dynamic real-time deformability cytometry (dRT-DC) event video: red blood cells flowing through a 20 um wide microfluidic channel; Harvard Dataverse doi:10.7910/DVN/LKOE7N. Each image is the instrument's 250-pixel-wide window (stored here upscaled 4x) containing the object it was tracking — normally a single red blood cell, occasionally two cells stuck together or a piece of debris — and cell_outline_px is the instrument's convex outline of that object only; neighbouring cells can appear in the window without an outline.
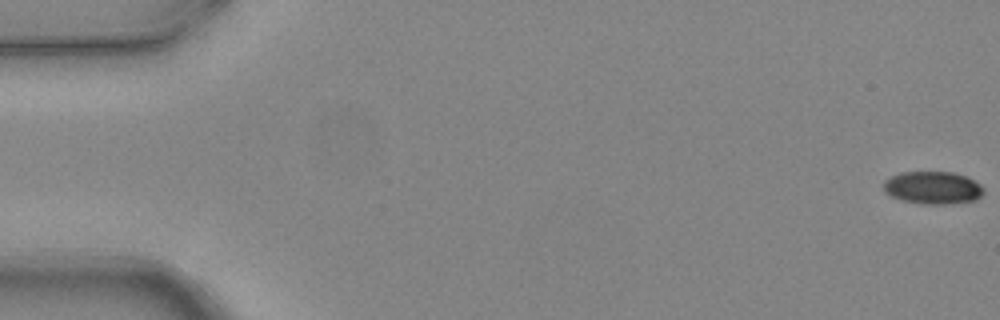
{"species": "common noctule bat (a hibernating species)", "species_latin": "Nyctalus noctula", "temperature_condition": "warm", "stored_images_in_passage": 6, "segment_of_instrument_passage": [2, 2], "camera_frame_rate_fps": 3000, "um_per_image_px": 0.085, "animal": {"sex": "female", "body_mass_g": 24.6, "forearm_length_mm": 56.2}, "frame": {"image": 1, "passage_image": 6, "time_ms": 1.667, "image_size_px": [1000, 320], "cell_outline_px": [[984, 192], [976, 200], [944, 204], [928, 204], [904, 200], [892, 196], [884, 192], [884, 180], [900, 172], [952, 172], [968, 176], [980, 184], [984, 188]], "centroid_in_image_um": [79.32, 15.94], "position_along_channel_um": 5.7, "area_um2": 18.96}}